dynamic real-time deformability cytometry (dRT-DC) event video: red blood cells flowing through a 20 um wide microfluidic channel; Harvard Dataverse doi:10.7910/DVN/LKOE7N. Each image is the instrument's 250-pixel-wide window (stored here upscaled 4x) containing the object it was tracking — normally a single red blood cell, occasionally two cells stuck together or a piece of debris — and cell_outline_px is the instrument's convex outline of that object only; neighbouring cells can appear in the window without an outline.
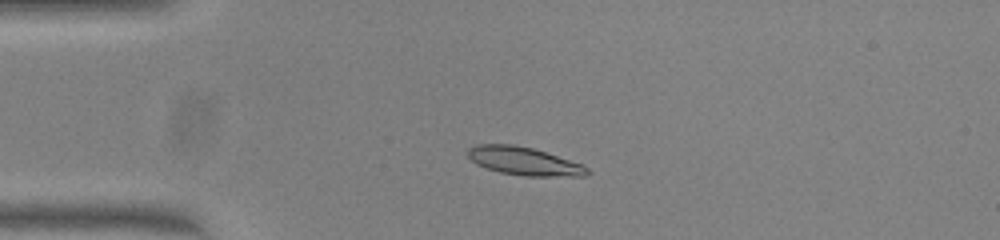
{"species": "common noctule bat (a hibernating species)", "species_latin": "Nyctalus noctula", "temperature_condition": "warm", "stored_images_in_passage": 47, "camera_frame_rate_fps": 3000, "um_per_image_px": 0.085, "animal": {"sex": "female", "body_mass_g": 23.0, "forearm_length_mm": 53.4}, "frame": {"image": 1, "passage_image": 9, "time_ms": 2.667, "image_size_px": [1000, 240], "cell_outline_px": [[592, 172], [584, 176], [524, 176], [500, 172], [476, 164], [468, 156], [468, 148], [476, 144], [512, 144], [532, 148], [584, 164]], "centroid_in_image_um": [44.58, 13.7], "position_along_channel_um": 40.4, "area_um2": 19.59}}
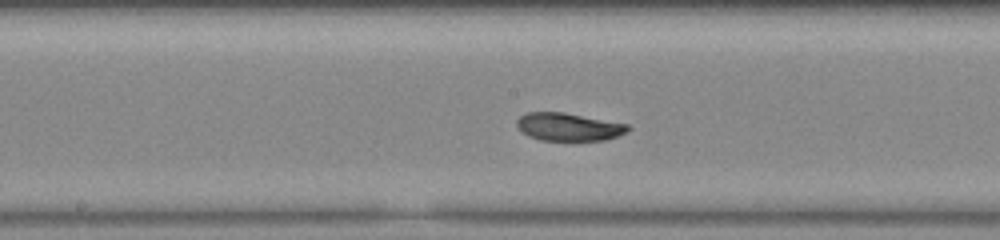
{"frame": {"image": 2, "passage_image": 23, "time_ms": 7.333, "image_size_px": [1000, 240], "cell_outline_px": [[632, 128], [628, 132], [604, 140], [540, 140], [528, 136], [516, 124], [516, 120], [520, 116], [528, 112], [564, 112], [628, 124]], "centroid_in_image_um": [48.35, 10.78], "position_along_channel_um": 199.8, "area_um2": 17.98}}
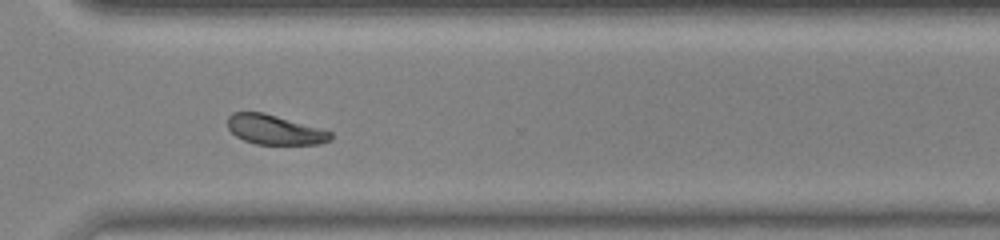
{"frame": {"image": 3, "passage_image": 34, "time_ms": 11.0, "image_size_px": [1000, 240], "cell_outline_px": [[332, 140], [320, 144], [256, 144], [244, 140], [236, 136], [228, 128], [228, 116], [232, 112], [264, 112], [320, 128], [332, 132]], "centroid_in_image_um": [23.35, 11.02], "position_along_channel_um": 347.2, "area_um2": 17.8}, "authors_computed_cell_mechanics": {"area_um2": 18.8428, "velocity_mm_per_s": 4.0204, "shape_relaxation_time_tau1_ms": 8.6148, "shape_relaxation_time_tau2_ms": 3.3011, "deformation_change_tau1": 0.2157, "deformation_change_tau2": 0.0526}}